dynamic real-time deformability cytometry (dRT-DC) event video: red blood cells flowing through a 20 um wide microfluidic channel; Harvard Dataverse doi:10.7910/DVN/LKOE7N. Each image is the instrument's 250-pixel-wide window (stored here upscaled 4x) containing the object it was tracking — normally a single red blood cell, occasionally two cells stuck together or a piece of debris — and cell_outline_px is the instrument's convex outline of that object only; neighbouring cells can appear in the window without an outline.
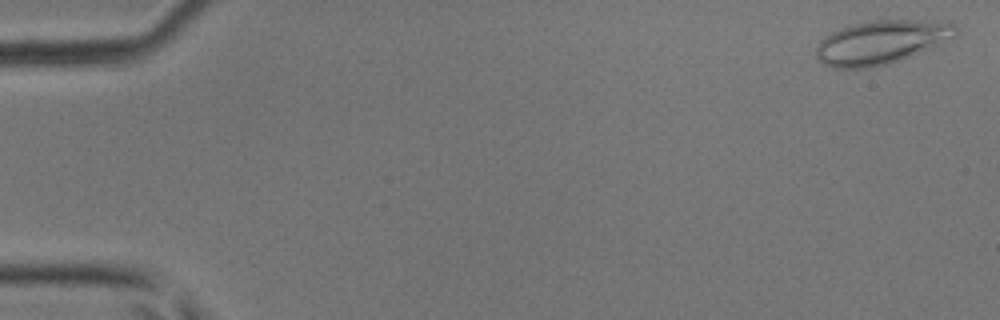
{"species": "common noctule bat (a hibernating species)", "species_latin": "Nyctalus noctula", "temperature_condition": "room temperature", "stored_images_in_passage": 47, "camera_frame_rate_fps": 3000, "um_per_image_px": 0.085, "animal": {"sex": "male", "body_mass_g": 17.9, "forearm_length_mm": 54.2}, "frame": {"image": 1, "passage_image": 1, "time_ms": 0.0, "image_size_px": [1000, 320], "cell_outline_px": [[960, 32], [956, 36], [908, 56], [888, 64], [868, 68], [832, 68], [824, 64], [816, 56], [816, 48], [820, 40], [832, 32], [840, 28], [852, 24], [872, 20], [916, 20], [956, 24]], "centroid_in_image_um": [74.86, 3.58], "position_along_channel_um": 10.1, "area_um2": 35.03}}
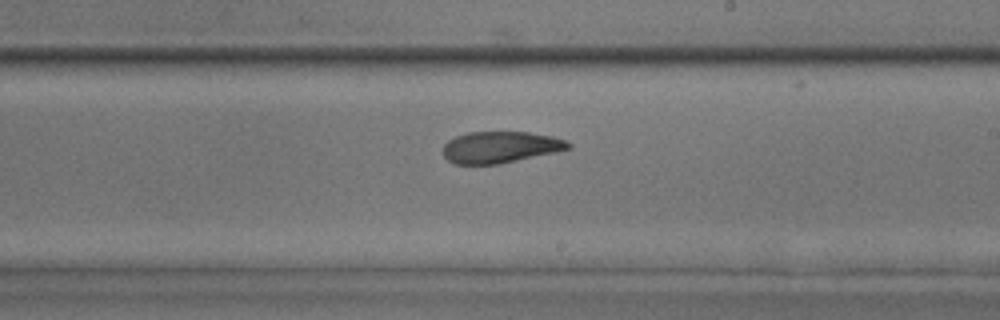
{"frame": {"image": 2, "passage_image": 28, "time_ms": 9.0, "image_size_px": [1000, 320], "cell_outline_px": [[572, 148], [556, 152], [500, 164], [452, 164], [444, 156], [444, 144], [448, 140], [456, 136], [468, 132], [528, 132], [552, 136], [564, 140], [572, 144]], "centroid_in_image_um": [42.53, 12.51], "position_along_channel_um": 246.5, "area_um2": 23.06}}
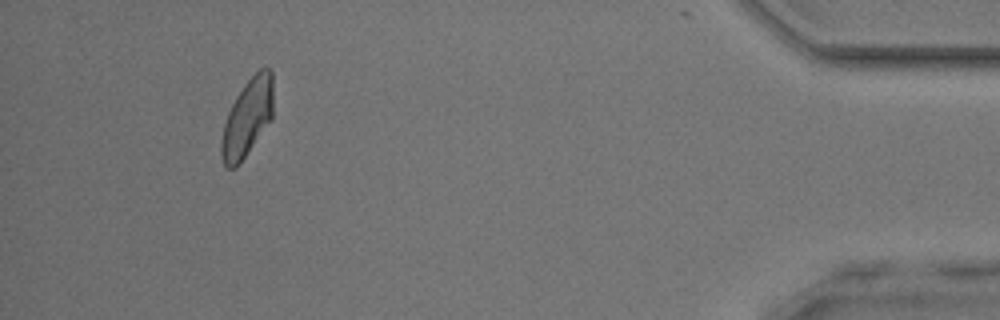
{"frame": {"image": 3, "passage_image": 44, "time_ms": 14.333, "image_size_px": [1000, 320], "cell_outline_px": [[272, 120], [236, 168], [228, 168], [224, 164], [220, 156], [220, 144], [224, 124], [228, 112], [236, 96], [244, 84], [260, 68], [268, 68], [272, 72]], "centroid_in_image_um": [21.01, 10.04], "position_along_channel_um": 414.2, "area_um2": 23.35}}